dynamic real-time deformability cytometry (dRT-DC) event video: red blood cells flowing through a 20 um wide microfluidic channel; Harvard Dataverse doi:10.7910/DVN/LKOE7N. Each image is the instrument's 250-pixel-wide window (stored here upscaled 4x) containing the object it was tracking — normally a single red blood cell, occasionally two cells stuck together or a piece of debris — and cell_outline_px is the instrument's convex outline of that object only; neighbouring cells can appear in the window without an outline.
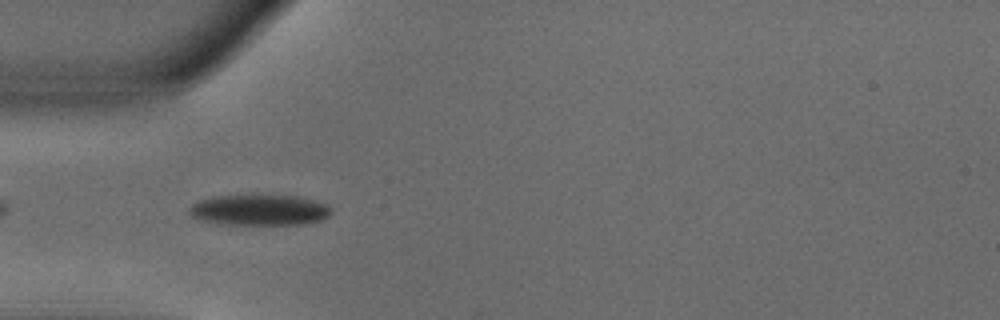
{"species": "common noctule bat (a hibernating species)", "species_latin": "Nyctalus noctula", "temperature_condition": "warm", "stored_images_in_passage": 6, "camera_frame_rate_fps": 3000, "um_per_image_px": 0.085, "animal": {"sex": "male", "body_mass_g": 18.8}, "frame": {"image": 1, "passage_image": 3, "time_ms": 0.667, "image_size_px": [1000, 320], "cell_outline_px": [[332, 212], [324, 220], [308, 224], [220, 224], [204, 220], [192, 216], [188, 212], [188, 208], [192, 204], [200, 200], [212, 196], [252, 192], [260, 192], [300, 196], [324, 204], [332, 208]], "centroid_in_image_um": [22.06, 17.79], "position_along_channel_um": 62.9, "area_um2": 26.7}}
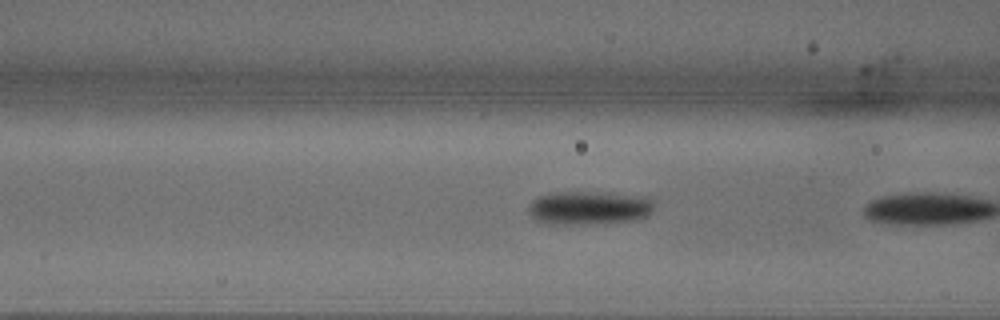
{"frame": {"image": 2, "passage_image": 5, "time_ms": 1.333, "image_size_px": [1000, 320], "cell_outline_px": [[656, 208], [648, 216], [636, 220], [604, 224], [544, 224], [536, 220], [528, 212], [528, 208], [532, 200], [540, 196], [556, 192], [608, 192], [648, 196], [656, 200]], "centroid_in_image_um": [50.18, 17.67], "position_along_channel_um": 116.4, "area_um2": 25.49}}